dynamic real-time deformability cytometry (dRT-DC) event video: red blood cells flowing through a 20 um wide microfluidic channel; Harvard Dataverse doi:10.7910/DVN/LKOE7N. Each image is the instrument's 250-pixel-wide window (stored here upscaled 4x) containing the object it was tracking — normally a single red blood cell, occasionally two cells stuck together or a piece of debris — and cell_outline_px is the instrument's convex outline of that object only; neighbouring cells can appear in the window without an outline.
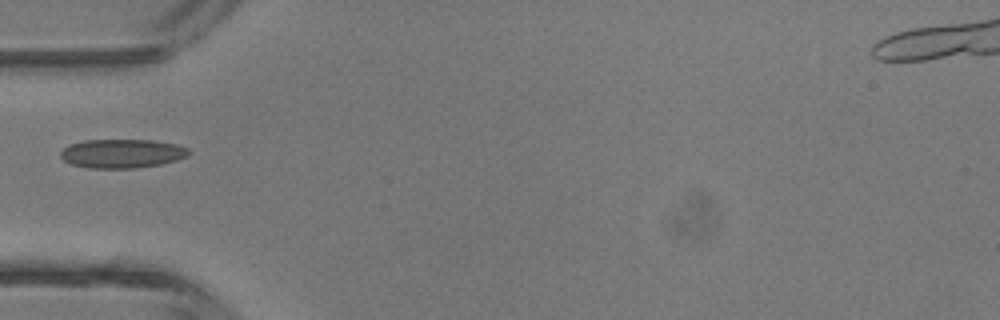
{"species": "common noctule bat (a hibernating species)", "species_latin": "Nyctalus noctula", "temperature_condition": "room temperature", "stored_images_in_passage": 1, "camera_frame_rate_fps": 3000, "um_per_image_px": 0.085, "animal": {"sex": "male", "body_mass_g": 13.3}, "frame": {"image": 1, "passage_image": 1, "time_ms": 0.0, "image_size_px": [1000, 320], "cell_outline_px": [[188, 156], [176, 160], [160, 164], [136, 168], [88, 168], [72, 164], [64, 160], [60, 156], [60, 152], [68, 144], [84, 140], [152, 140], [176, 144], [188, 148]], "centroid_in_image_um": [10.35, 13.04], "position_along_channel_um": 74.7, "area_um2": 21.56}}